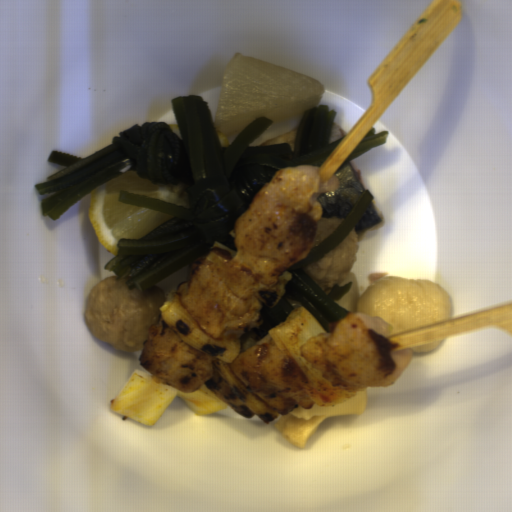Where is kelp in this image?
<instances>
[{
    "instance_id": "kelp-2",
    "label": "kelp",
    "mask_w": 512,
    "mask_h": 512,
    "mask_svg": "<svg viewBox=\"0 0 512 512\" xmlns=\"http://www.w3.org/2000/svg\"><path fill=\"white\" fill-rule=\"evenodd\" d=\"M372 199V192L367 189L364 190L348 217L329 235L313 246L307 257L284 271L290 272L292 275L285 285L284 295L273 307L267 306L262 301L263 307L260 310V316L263 324L259 328H252L263 340L268 336L270 329L285 322L293 311L288 298L299 301L313 315L326 333L329 332L331 322H336L348 316L350 312L342 308L335 300L348 293L354 282L351 280L341 285L337 283L331 286L329 292H325L304 269L336 249L368 211Z\"/></svg>"
},
{
    "instance_id": "kelp-3",
    "label": "kelp",
    "mask_w": 512,
    "mask_h": 512,
    "mask_svg": "<svg viewBox=\"0 0 512 512\" xmlns=\"http://www.w3.org/2000/svg\"><path fill=\"white\" fill-rule=\"evenodd\" d=\"M388 138L387 131L380 130L376 133L375 128H370L362 140L358 143L355 149L351 152L348 158L340 166L337 172L334 174L335 177L352 159L386 143Z\"/></svg>"
},
{
    "instance_id": "kelp-1",
    "label": "kelp",
    "mask_w": 512,
    "mask_h": 512,
    "mask_svg": "<svg viewBox=\"0 0 512 512\" xmlns=\"http://www.w3.org/2000/svg\"><path fill=\"white\" fill-rule=\"evenodd\" d=\"M171 102L180 136L165 121L143 122L85 158L52 149L47 162L68 168L34 185L40 197L50 194L41 199V216L56 220L127 172L154 183L185 181L186 206L120 190L117 194L119 202L174 217L139 239H117V254L103 267L138 291L206 258L215 241L238 254L235 222L257 192L283 168H320L344 137L330 143L338 112L323 105L300 116L292 147L249 145L274 122L264 115L254 117L225 147L200 94L175 96Z\"/></svg>"
}]
</instances>
